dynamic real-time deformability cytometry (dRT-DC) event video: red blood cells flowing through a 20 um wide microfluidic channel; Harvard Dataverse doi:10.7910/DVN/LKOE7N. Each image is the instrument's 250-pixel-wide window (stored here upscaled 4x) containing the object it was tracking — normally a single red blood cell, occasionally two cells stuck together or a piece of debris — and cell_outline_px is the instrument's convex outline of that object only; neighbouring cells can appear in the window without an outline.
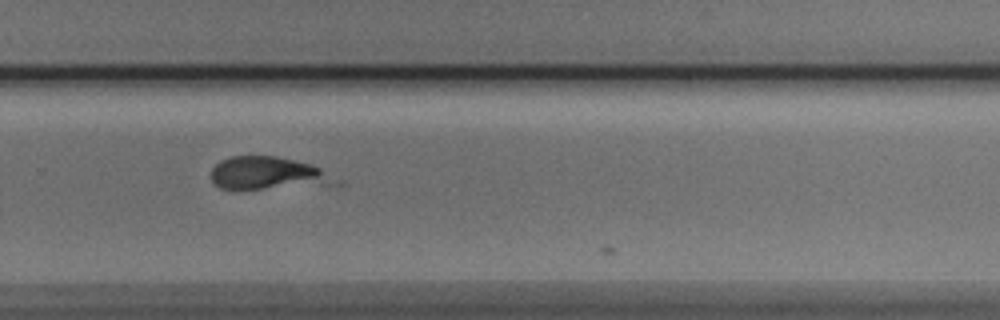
{"species": "Egyptian fruit bat (a non-hibernating species)", "species_latin": "Rousettus aegyptiacus", "temperature_condition": "cold", "stored_images_in_passage": 25, "camera_frame_rate_fps": 3000, "um_per_image_px": 0.085, "animal": {"sex": "male"}, "frame": {"image": 1, "passage_image": 22, "time_ms": 7.0, "image_size_px": [1000, 320], "cell_outline_px": [[344, 184], [240, 192], [236, 192], [220, 188], [212, 184], [212, 168], [220, 160], [232, 156], [276, 156], [312, 164], [344, 180]], "centroid_in_image_um": [22.83, 14.81], "position_along_channel_um": 307.0, "area_um2": 25.37}}